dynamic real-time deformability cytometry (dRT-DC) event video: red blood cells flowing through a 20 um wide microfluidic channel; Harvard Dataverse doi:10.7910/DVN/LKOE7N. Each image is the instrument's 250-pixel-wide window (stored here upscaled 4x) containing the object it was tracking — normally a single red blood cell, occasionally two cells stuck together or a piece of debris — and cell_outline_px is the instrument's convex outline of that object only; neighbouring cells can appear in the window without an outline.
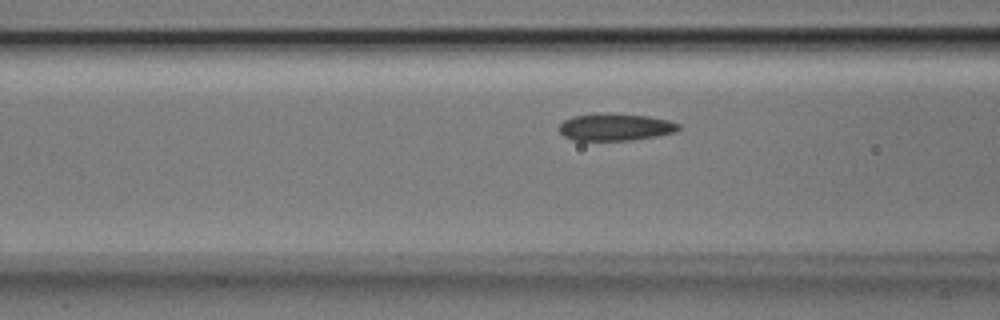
{"species": "Egyptian fruit bat (a non-hibernating species)", "species_latin": "Rousettus aegyptiacus", "temperature_condition": "room temperature", "stored_images_in_passage": 19, "camera_frame_rate_fps": 3000, "um_per_image_px": 0.085, "animal": {"sex": "male"}, "frame": {"image": 1, "passage_image": 16, "time_ms": 5.0, "image_size_px": [1000, 320], "cell_outline_px": [[680, 128], [676, 132], [656, 136], [632, 140], [572, 140], [564, 136], [560, 132], [560, 124], [564, 120], [572, 116], [648, 116], [668, 120], [680, 124]], "centroid_in_image_um": [52.34, 10.85], "position_along_channel_um": 114.3, "area_um2": 17.92}}